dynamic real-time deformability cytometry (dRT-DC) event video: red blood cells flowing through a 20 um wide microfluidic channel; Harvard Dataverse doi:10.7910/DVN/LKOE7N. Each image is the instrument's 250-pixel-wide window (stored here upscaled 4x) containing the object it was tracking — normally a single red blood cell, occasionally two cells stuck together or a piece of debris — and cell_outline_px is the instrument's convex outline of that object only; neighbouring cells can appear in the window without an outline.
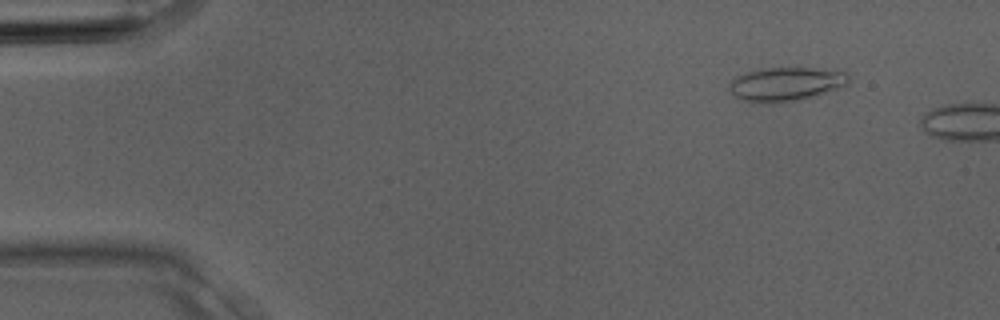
{"species": "Egyptian fruit bat (a non-hibernating species)", "species_latin": "Rousettus aegyptiacus", "temperature_condition": "room temperature", "stored_images_in_passage": 2, "camera_frame_rate_fps": 3000, "um_per_image_px": 0.085, "animal": {"sex": "male"}, "frame": {"image": 1, "passage_image": 1, "time_ms": 0.0, "image_size_px": [1000, 320], "cell_outline_px": [[848, 84], [812, 96], [796, 100], [776, 104], [760, 104], [744, 100], [736, 96], [728, 88], [728, 84], [736, 76], [760, 68], [812, 68], [848, 72]], "centroid_in_image_um": [66.74, 7.15], "position_along_channel_um": 18.3, "area_um2": 23.41}}